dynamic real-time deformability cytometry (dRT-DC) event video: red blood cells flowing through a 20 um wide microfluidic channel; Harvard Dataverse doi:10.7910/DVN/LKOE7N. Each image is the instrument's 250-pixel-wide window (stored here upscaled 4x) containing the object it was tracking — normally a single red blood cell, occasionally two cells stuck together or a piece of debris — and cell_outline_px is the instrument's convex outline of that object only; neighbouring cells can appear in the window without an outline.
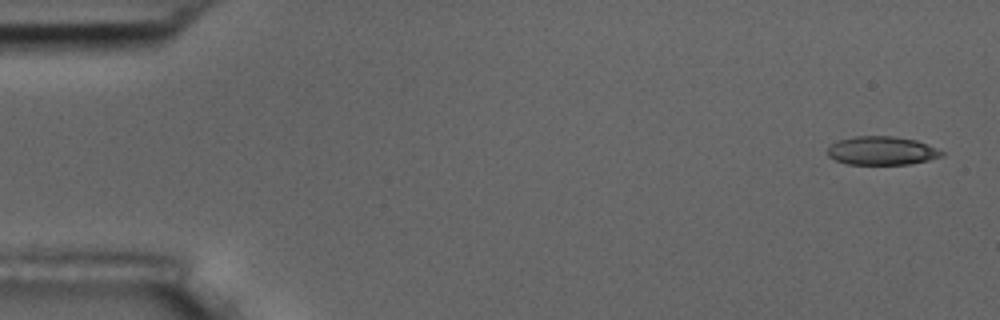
{"species": "common noctule bat (a hibernating species)", "species_latin": "Nyctalus noctula", "temperature_condition": "room temperature", "stored_images_in_passage": 54, "camera_frame_rate_fps": 3000, "um_per_image_px": 0.085, "animal": {"sex": "male", "body_mass_g": 17.5, "forearm_length_mm": 52.3}, "frame": {"image": 1, "passage_image": 1, "time_ms": 0.0, "image_size_px": [1000, 320], "cell_outline_px": [[944, 156], [928, 160], [908, 164], [848, 164], [836, 160], [828, 156], [828, 148], [836, 140], [856, 136], [892, 136], [916, 140], [944, 152]], "centroid_in_image_um": [74.93, 12.81], "position_along_channel_um": 10.1, "area_um2": 18.84}}
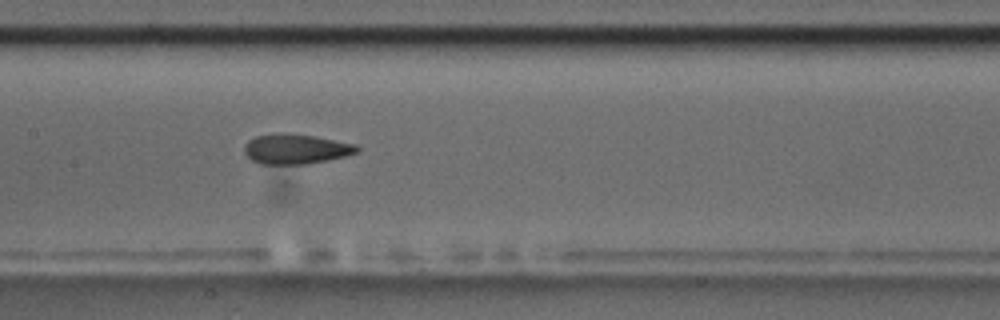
{"frame": {"image": 2, "passage_image": 26, "time_ms": 8.333, "image_size_px": [1000, 320], "cell_outline_px": [[360, 148], [356, 152], [344, 156], [308, 164], [260, 164], [252, 160], [244, 152], [244, 144], [248, 140], [256, 136], [316, 136], [356, 144]], "centroid_in_image_um": [25.16, 12.71], "position_along_channel_um": 182.2, "area_um2": 18.84}}
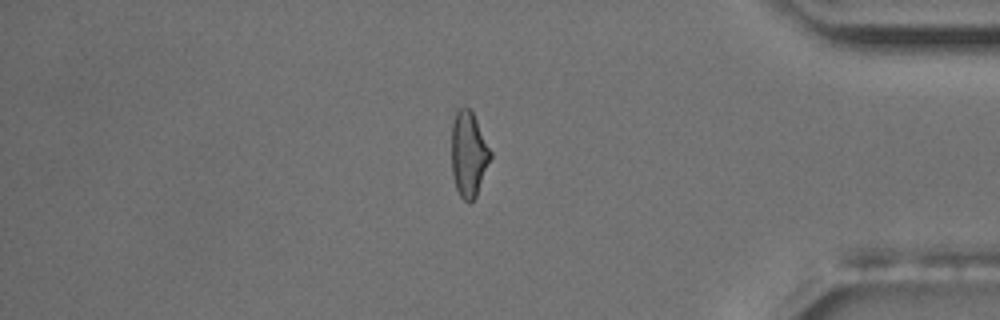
{"frame": {"image": 3, "passage_image": 46, "time_ms": 15.0, "image_size_px": [1000, 320], "cell_outline_px": [[492, 156], [476, 196], [468, 204], [460, 196], [456, 188], [452, 172], [452, 124], [456, 112], [460, 108], [468, 108], [472, 112], [492, 152]], "centroid_in_image_um": [39.84, 13.13], "position_along_channel_um": 395.4, "area_um2": 19.13}, "authors_computed_cell_mechanics": {"area_um2": 19.7387, "velocity_mm_per_s": 3.6269, "shape_relaxation_time_tau1_ms": 8.1196, "shape_relaxation_time_tau2_ms": 1.9445, "deformation_change_tau1": 0.2024, "deformation_change_tau2": 0.1015}}